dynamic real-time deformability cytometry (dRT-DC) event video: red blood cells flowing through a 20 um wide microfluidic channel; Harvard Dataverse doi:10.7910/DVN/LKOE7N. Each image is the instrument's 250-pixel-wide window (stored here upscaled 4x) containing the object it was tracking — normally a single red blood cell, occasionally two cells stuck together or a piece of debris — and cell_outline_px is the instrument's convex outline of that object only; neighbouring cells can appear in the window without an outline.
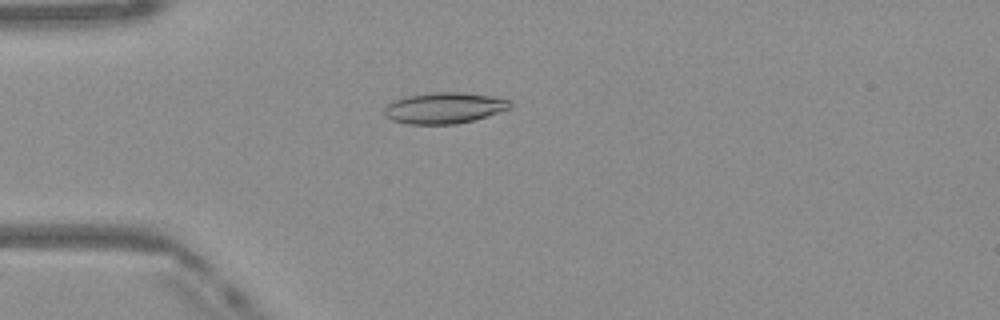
{"species": "Egyptian fruit bat (a non-hibernating species)", "species_latin": "Rousettus aegyptiacus", "temperature_condition": "warm", "stored_images_in_passage": 44, "camera_frame_rate_fps": 3000, "um_per_image_px": 0.085, "frame": {"image": 1, "passage_image": 8, "time_ms": 2.333, "image_size_px": [1000, 320], "cell_outline_px": [[512, 108], [476, 120], [456, 124], [408, 124], [392, 120], [384, 116], [384, 108], [392, 100], [408, 96], [436, 92], [460, 92], [492, 96], [508, 100], [512, 104]], "centroid_in_image_um": [37.77, 9.19], "position_along_channel_um": 47.2, "area_um2": 22.89}}
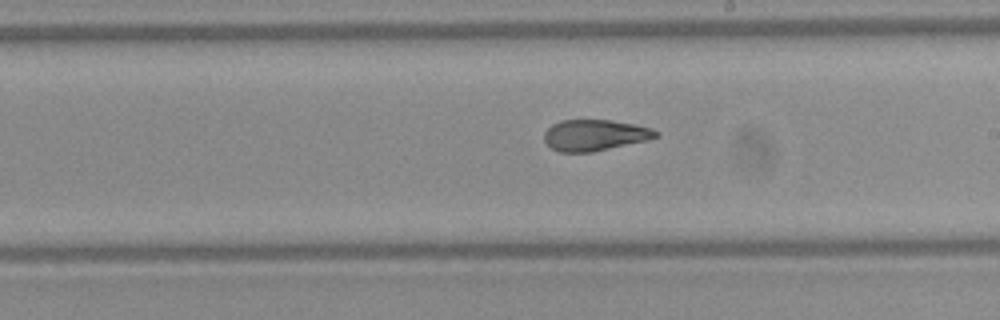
{"frame": {"image": 2, "passage_image": 23, "time_ms": 7.333, "image_size_px": [1000, 320], "cell_outline_px": [[660, 136], [648, 140], [592, 152], [560, 152], [552, 148], [544, 140], [544, 132], [552, 124], [560, 120], [608, 120], [636, 124], [652, 128], [660, 132]], "centroid_in_image_um": [50.59, 11.48], "position_along_channel_um": 238.4, "area_um2": 20.35}}
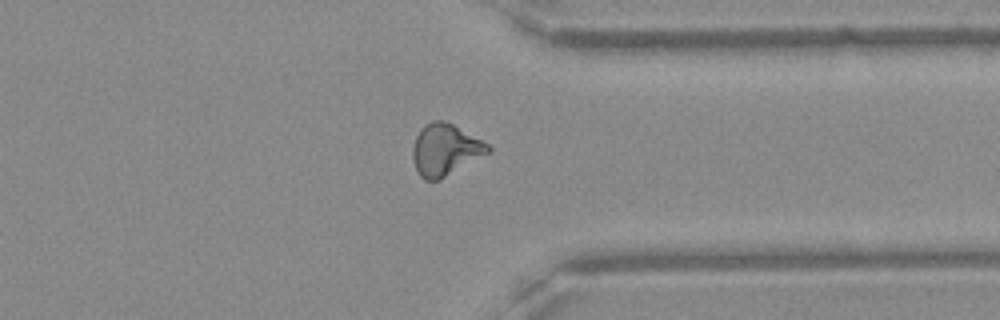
{"frame": {"image": 3, "passage_image": 33, "time_ms": 10.667, "image_size_px": [1000, 320], "cell_outline_px": [[492, 152], [440, 180], [424, 180], [420, 176], [416, 168], [412, 156], [412, 148], [416, 136], [420, 128], [424, 124], [432, 120], [444, 120], [452, 124], [488, 144], [492, 148]], "centroid_in_image_um": [37.84, 12.74], "position_along_channel_um": 373.6, "area_um2": 22.83}, "authors_computed_cell_mechanics": {"area_um2": 21.5594, "velocity_mm_per_s": 4.1326, "shape_relaxation_time_tau1_ms": null, "shape_relaxation_time_tau2_ms": 1.9696, "deformation_change_tau1": null, "deformation_change_tau2": 0.081}}